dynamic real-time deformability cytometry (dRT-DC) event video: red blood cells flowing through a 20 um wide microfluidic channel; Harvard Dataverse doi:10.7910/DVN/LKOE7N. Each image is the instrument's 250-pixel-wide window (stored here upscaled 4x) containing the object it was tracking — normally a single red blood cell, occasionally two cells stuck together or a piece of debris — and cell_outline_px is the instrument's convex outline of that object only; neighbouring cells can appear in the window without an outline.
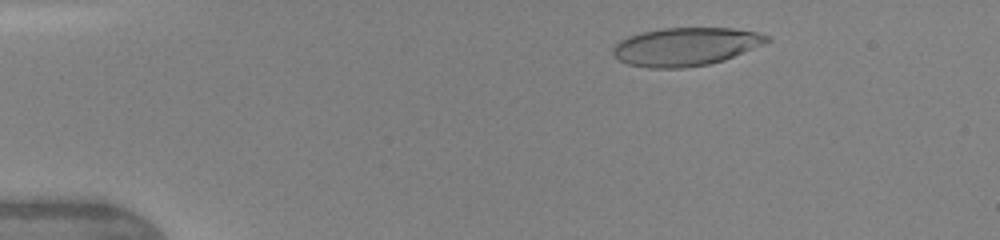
{"species": "human", "species_latin": "Homo sapiens", "temperature_condition": "warm", "stored_images_in_passage": 6, "camera_frame_rate_fps": 3000, "um_per_image_px": 0.085, "donor": {"sex": "female"}, "frame": {"image": 1, "passage_image": 3, "time_ms": 1.667, "image_size_px": [1000, 240], "cell_outline_px": [[772, 40], [764, 44], [724, 60], [708, 64], [684, 68], [648, 68], [628, 64], [612, 56], [612, 48], [620, 40], [628, 36], [640, 32], [660, 28], [732, 28], [756, 32], [772, 36]], "centroid_in_image_um": [58.27, 3.96], "position_along_channel_um": 26.7, "area_um2": 34.51}}
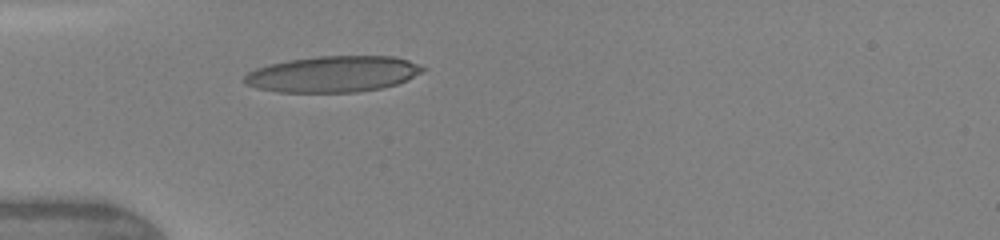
{"frame": {"image": 2, "passage_image": 6, "time_ms": 4.0, "image_size_px": [1000, 240], "cell_outline_px": [[428, 68], [408, 80], [396, 84], [380, 88], [356, 92], [276, 92], [256, 88], [244, 84], [244, 76], [248, 72], [256, 68], [268, 64], [288, 60], [316, 56], [392, 56], [408, 60]], "centroid_in_image_um": [28.28, 6.29], "position_along_channel_um": 56.7, "area_um2": 37.69}}